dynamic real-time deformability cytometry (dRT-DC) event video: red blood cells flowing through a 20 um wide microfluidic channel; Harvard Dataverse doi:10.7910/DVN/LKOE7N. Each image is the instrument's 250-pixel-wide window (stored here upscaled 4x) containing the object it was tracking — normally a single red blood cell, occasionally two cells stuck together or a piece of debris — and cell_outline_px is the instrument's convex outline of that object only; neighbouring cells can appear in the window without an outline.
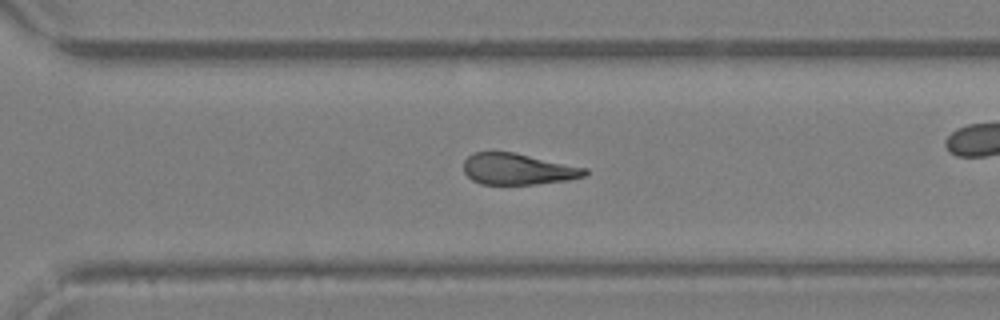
{"species": "Egyptian fruit bat (a non-hibernating species)", "species_latin": "Rousettus aegyptiacus", "temperature_condition": "warm", "stored_images_in_passage": 31, "camera_frame_rate_fps": 3000, "um_per_image_px": 0.085, "animal": {"sex": "female"}, "frame": {"image": 1, "passage_image": 18, "time_ms": 5.667, "image_size_px": [1000, 320], "cell_outline_px": [[588, 172], [584, 176], [568, 180], [536, 184], [480, 184], [472, 180], [464, 172], [464, 160], [468, 156], [476, 152], [512, 152], [588, 168]], "centroid_in_image_um": [44.02, 14.38], "position_along_channel_um": 326.6, "area_um2": 21.96}}